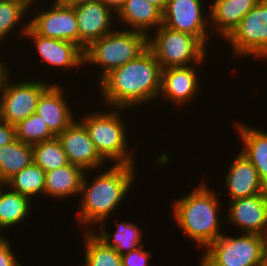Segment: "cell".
I'll list each match as a JSON object with an SVG mask.
<instances>
[{
	"mask_svg": "<svg viewBox=\"0 0 267 266\" xmlns=\"http://www.w3.org/2000/svg\"><path fill=\"white\" fill-rule=\"evenodd\" d=\"M80 120L77 121L75 118L57 138L61 142L69 163L84 168L88 173L89 170L102 168L106 161L99 155L87 129Z\"/></svg>",
	"mask_w": 267,
	"mask_h": 266,
	"instance_id": "5bb4252c",
	"label": "cell"
},
{
	"mask_svg": "<svg viewBox=\"0 0 267 266\" xmlns=\"http://www.w3.org/2000/svg\"><path fill=\"white\" fill-rule=\"evenodd\" d=\"M6 188L7 186L3 187L0 192V231L23 223L24 219L28 218L33 205L30 198L11 189L8 191Z\"/></svg>",
	"mask_w": 267,
	"mask_h": 266,
	"instance_id": "cb8c5ba5",
	"label": "cell"
},
{
	"mask_svg": "<svg viewBox=\"0 0 267 266\" xmlns=\"http://www.w3.org/2000/svg\"><path fill=\"white\" fill-rule=\"evenodd\" d=\"M146 1L158 7L163 12L168 0H146Z\"/></svg>",
	"mask_w": 267,
	"mask_h": 266,
	"instance_id": "8d00e7d4",
	"label": "cell"
},
{
	"mask_svg": "<svg viewBox=\"0 0 267 266\" xmlns=\"http://www.w3.org/2000/svg\"><path fill=\"white\" fill-rule=\"evenodd\" d=\"M4 186H6V183L0 180V192Z\"/></svg>",
	"mask_w": 267,
	"mask_h": 266,
	"instance_id": "60d3db41",
	"label": "cell"
},
{
	"mask_svg": "<svg viewBox=\"0 0 267 266\" xmlns=\"http://www.w3.org/2000/svg\"><path fill=\"white\" fill-rule=\"evenodd\" d=\"M226 223L242 233H256L267 237V190L264 193L229 201Z\"/></svg>",
	"mask_w": 267,
	"mask_h": 266,
	"instance_id": "9a60e30c",
	"label": "cell"
},
{
	"mask_svg": "<svg viewBox=\"0 0 267 266\" xmlns=\"http://www.w3.org/2000/svg\"><path fill=\"white\" fill-rule=\"evenodd\" d=\"M107 107L133 108L157 99L161 91V67L147 48L137 58L110 71L99 82Z\"/></svg>",
	"mask_w": 267,
	"mask_h": 266,
	"instance_id": "6da1fadb",
	"label": "cell"
},
{
	"mask_svg": "<svg viewBox=\"0 0 267 266\" xmlns=\"http://www.w3.org/2000/svg\"><path fill=\"white\" fill-rule=\"evenodd\" d=\"M136 165L112 164V166L88 182L84 175L80 189L78 225L91 231L89 225L95 226L107 221L110 213L116 211L134 184ZM87 176V178H86ZM82 199V200H81ZM88 226V227H87Z\"/></svg>",
	"mask_w": 267,
	"mask_h": 266,
	"instance_id": "7a4b0ae2",
	"label": "cell"
},
{
	"mask_svg": "<svg viewBox=\"0 0 267 266\" xmlns=\"http://www.w3.org/2000/svg\"><path fill=\"white\" fill-rule=\"evenodd\" d=\"M64 94L62 86L51 84L39 97L35 111L55 137L75 120L76 114L72 112Z\"/></svg>",
	"mask_w": 267,
	"mask_h": 266,
	"instance_id": "e0dca14e",
	"label": "cell"
},
{
	"mask_svg": "<svg viewBox=\"0 0 267 266\" xmlns=\"http://www.w3.org/2000/svg\"><path fill=\"white\" fill-rule=\"evenodd\" d=\"M258 266H267V257Z\"/></svg>",
	"mask_w": 267,
	"mask_h": 266,
	"instance_id": "ab89813d",
	"label": "cell"
},
{
	"mask_svg": "<svg viewBox=\"0 0 267 266\" xmlns=\"http://www.w3.org/2000/svg\"><path fill=\"white\" fill-rule=\"evenodd\" d=\"M0 1L17 4L22 8H24L28 13L29 12L28 10L31 9L30 7H32V4H35L37 0H0Z\"/></svg>",
	"mask_w": 267,
	"mask_h": 266,
	"instance_id": "e575fe53",
	"label": "cell"
},
{
	"mask_svg": "<svg viewBox=\"0 0 267 266\" xmlns=\"http://www.w3.org/2000/svg\"><path fill=\"white\" fill-rule=\"evenodd\" d=\"M154 31V35L148 36V48L159 62L161 69L185 67L192 63L202 65L205 61L207 46L197 37L164 25Z\"/></svg>",
	"mask_w": 267,
	"mask_h": 266,
	"instance_id": "8992f818",
	"label": "cell"
},
{
	"mask_svg": "<svg viewBox=\"0 0 267 266\" xmlns=\"http://www.w3.org/2000/svg\"><path fill=\"white\" fill-rule=\"evenodd\" d=\"M148 48V36L130 29L115 30L93 41L84 50V64L100 66L99 81L110 71L137 58Z\"/></svg>",
	"mask_w": 267,
	"mask_h": 266,
	"instance_id": "5b68a950",
	"label": "cell"
},
{
	"mask_svg": "<svg viewBox=\"0 0 267 266\" xmlns=\"http://www.w3.org/2000/svg\"><path fill=\"white\" fill-rule=\"evenodd\" d=\"M46 172L38 165L32 163L11 177L7 182V189L18 192L31 200L32 197L44 196ZM38 194V195H37Z\"/></svg>",
	"mask_w": 267,
	"mask_h": 266,
	"instance_id": "4316f807",
	"label": "cell"
},
{
	"mask_svg": "<svg viewBox=\"0 0 267 266\" xmlns=\"http://www.w3.org/2000/svg\"><path fill=\"white\" fill-rule=\"evenodd\" d=\"M32 163V145L16 139L10 144L0 147V180L6 183Z\"/></svg>",
	"mask_w": 267,
	"mask_h": 266,
	"instance_id": "603a6c76",
	"label": "cell"
},
{
	"mask_svg": "<svg viewBox=\"0 0 267 266\" xmlns=\"http://www.w3.org/2000/svg\"><path fill=\"white\" fill-rule=\"evenodd\" d=\"M204 251L214 266H258L267 257V237L256 233L239 237L222 234Z\"/></svg>",
	"mask_w": 267,
	"mask_h": 266,
	"instance_id": "52a82bcc",
	"label": "cell"
},
{
	"mask_svg": "<svg viewBox=\"0 0 267 266\" xmlns=\"http://www.w3.org/2000/svg\"><path fill=\"white\" fill-rule=\"evenodd\" d=\"M32 151L33 163L41 167L45 172L70 164L57 137L32 145Z\"/></svg>",
	"mask_w": 267,
	"mask_h": 266,
	"instance_id": "83f0119b",
	"label": "cell"
},
{
	"mask_svg": "<svg viewBox=\"0 0 267 266\" xmlns=\"http://www.w3.org/2000/svg\"><path fill=\"white\" fill-rule=\"evenodd\" d=\"M10 74L5 75L0 86V112L1 120L16 126L35 113L39 97L51 84L40 80L14 83Z\"/></svg>",
	"mask_w": 267,
	"mask_h": 266,
	"instance_id": "ba28073f",
	"label": "cell"
},
{
	"mask_svg": "<svg viewBox=\"0 0 267 266\" xmlns=\"http://www.w3.org/2000/svg\"><path fill=\"white\" fill-rule=\"evenodd\" d=\"M195 65L161 69V97L176 106L186 105L200 89V76ZM199 76V77H198Z\"/></svg>",
	"mask_w": 267,
	"mask_h": 266,
	"instance_id": "2e32d148",
	"label": "cell"
},
{
	"mask_svg": "<svg viewBox=\"0 0 267 266\" xmlns=\"http://www.w3.org/2000/svg\"><path fill=\"white\" fill-rule=\"evenodd\" d=\"M152 252L141 245L134 250L121 255L123 266H148Z\"/></svg>",
	"mask_w": 267,
	"mask_h": 266,
	"instance_id": "4dcf8cb0",
	"label": "cell"
},
{
	"mask_svg": "<svg viewBox=\"0 0 267 266\" xmlns=\"http://www.w3.org/2000/svg\"><path fill=\"white\" fill-rule=\"evenodd\" d=\"M21 28V34L27 39L31 38L34 43L39 58L46 64L56 67H63V69L79 68L84 66V51L76 44L53 38H47L38 35L30 26L29 21ZM65 67V68H64Z\"/></svg>",
	"mask_w": 267,
	"mask_h": 266,
	"instance_id": "4fadbf2b",
	"label": "cell"
},
{
	"mask_svg": "<svg viewBox=\"0 0 267 266\" xmlns=\"http://www.w3.org/2000/svg\"><path fill=\"white\" fill-rule=\"evenodd\" d=\"M116 109V110H115ZM119 109V110H118ZM114 110V111H112ZM109 112L85 113L80 122L85 126L99 155L114 164L135 165V152L128 148V138L120 111L125 108H112ZM85 116V117H84ZM121 116V117H120Z\"/></svg>",
	"mask_w": 267,
	"mask_h": 266,
	"instance_id": "277c9868",
	"label": "cell"
},
{
	"mask_svg": "<svg viewBox=\"0 0 267 266\" xmlns=\"http://www.w3.org/2000/svg\"><path fill=\"white\" fill-rule=\"evenodd\" d=\"M51 6L34 15L29 26L40 36L69 41L79 46L75 9L59 0L53 1Z\"/></svg>",
	"mask_w": 267,
	"mask_h": 266,
	"instance_id": "8fae6325",
	"label": "cell"
},
{
	"mask_svg": "<svg viewBox=\"0 0 267 266\" xmlns=\"http://www.w3.org/2000/svg\"><path fill=\"white\" fill-rule=\"evenodd\" d=\"M100 1L103 2L107 7L111 8L115 12V14L125 3V0H100Z\"/></svg>",
	"mask_w": 267,
	"mask_h": 266,
	"instance_id": "836d02e7",
	"label": "cell"
},
{
	"mask_svg": "<svg viewBox=\"0 0 267 266\" xmlns=\"http://www.w3.org/2000/svg\"><path fill=\"white\" fill-rule=\"evenodd\" d=\"M127 222L124 223L117 222V230L112 234L106 232L104 223L100 225L98 230L99 233L94 232V234L102 240L107 246L113 247L120 255L130 252L135 248L143 245L141 241L142 238V231L139 229V225L136 223Z\"/></svg>",
	"mask_w": 267,
	"mask_h": 266,
	"instance_id": "d4e9b609",
	"label": "cell"
},
{
	"mask_svg": "<svg viewBox=\"0 0 267 266\" xmlns=\"http://www.w3.org/2000/svg\"><path fill=\"white\" fill-rule=\"evenodd\" d=\"M8 65H6V63H4V61L0 60V86L2 84V81L5 77V75L11 71L9 70V68L7 67Z\"/></svg>",
	"mask_w": 267,
	"mask_h": 266,
	"instance_id": "d590c367",
	"label": "cell"
},
{
	"mask_svg": "<svg viewBox=\"0 0 267 266\" xmlns=\"http://www.w3.org/2000/svg\"><path fill=\"white\" fill-rule=\"evenodd\" d=\"M16 140V128L0 119V147Z\"/></svg>",
	"mask_w": 267,
	"mask_h": 266,
	"instance_id": "d6a6232c",
	"label": "cell"
},
{
	"mask_svg": "<svg viewBox=\"0 0 267 266\" xmlns=\"http://www.w3.org/2000/svg\"><path fill=\"white\" fill-rule=\"evenodd\" d=\"M188 194L173 203V217L189 239L200 248H207L223 234L220 231L223 222L219 219L222 202L218 193L203 182Z\"/></svg>",
	"mask_w": 267,
	"mask_h": 266,
	"instance_id": "3957f363",
	"label": "cell"
},
{
	"mask_svg": "<svg viewBox=\"0 0 267 266\" xmlns=\"http://www.w3.org/2000/svg\"><path fill=\"white\" fill-rule=\"evenodd\" d=\"M203 258L200 261L199 266H214L204 255H202Z\"/></svg>",
	"mask_w": 267,
	"mask_h": 266,
	"instance_id": "f35d334b",
	"label": "cell"
},
{
	"mask_svg": "<svg viewBox=\"0 0 267 266\" xmlns=\"http://www.w3.org/2000/svg\"><path fill=\"white\" fill-rule=\"evenodd\" d=\"M236 127L242 151H240L256 168L263 184L267 187V132L238 122Z\"/></svg>",
	"mask_w": 267,
	"mask_h": 266,
	"instance_id": "7402d4cb",
	"label": "cell"
},
{
	"mask_svg": "<svg viewBox=\"0 0 267 266\" xmlns=\"http://www.w3.org/2000/svg\"><path fill=\"white\" fill-rule=\"evenodd\" d=\"M121 23L129 26L130 30L150 35L163 22V12L146 0H125L123 6L116 13Z\"/></svg>",
	"mask_w": 267,
	"mask_h": 266,
	"instance_id": "ffe728a7",
	"label": "cell"
},
{
	"mask_svg": "<svg viewBox=\"0 0 267 266\" xmlns=\"http://www.w3.org/2000/svg\"><path fill=\"white\" fill-rule=\"evenodd\" d=\"M16 139L21 142L34 145L43 141L50 140L55 136L51 133L41 116L34 113L19 122L16 126Z\"/></svg>",
	"mask_w": 267,
	"mask_h": 266,
	"instance_id": "f1b7e54d",
	"label": "cell"
},
{
	"mask_svg": "<svg viewBox=\"0 0 267 266\" xmlns=\"http://www.w3.org/2000/svg\"><path fill=\"white\" fill-rule=\"evenodd\" d=\"M59 1L69 6H76L78 4L87 3L90 1H96V0H59Z\"/></svg>",
	"mask_w": 267,
	"mask_h": 266,
	"instance_id": "74e56055",
	"label": "cell"
},
{
	"mask_svg": "<svg viewBox=\"0 0 267 266\" xmlns=\"http://www.w3.org/2000/svg\"><path fill=\"white\" fill-rule=\"evenodd\" d=\"M85 172L74 164L46 172L44 195L60 200L79 195Z\"/></svg>",
	"mask_w": 267,
	"mask_h": 266,
	"instance_id": "44dd1931",
	"label": "cell"
},
{
	"mask_svg": "<svg viewBox=\"0 0 267 266\" xmlns=\"http://www.w3.org/2000/svg\"><path fill=\"white\" fill-rule=\"evenodd\" d=\"M260 0H213L208 8L212 31L218 32L222 40L226 39L239 25L241 19Z\"/></svg>",
	"mask_w": 267,
	"mask_h": 266,
	"instance_id": "d6986e66",
	"label": "cell"
},
{
	"mask_svg": "<svg viewBox=\"0 0 267 266\" xmlns=\"http://www.w3.org/2000/svg\"><path fill=\"white\" fill-rule=\"evenodd\" d=\"M227 170L225 188L227 187L230 201L264 193L267 190L256 168L241 152L228 166Z\"/></svg>",
	"mask_w": 267,
	"mask_h": 266,
	"instance_id": "ac0fdd59",
	"label": "cell"
},
{
	"mask_svg": "<svg viewBox=\"0 0 267 266\" xmlns=\"http://www.w3.org/2000/svg\"><path fill=\"white\" fill-rule=\"evenodd\" d=\"M85 239L84 265L82 266H123L121 255L100 240L93 231L83 232Z\"/></svg>",
	"mask_w": 267,
	"mask_h": 266,
	"instance_id": "484cf974",
	"label": "cell"
},
{
	"mask_svg": "<svg viewBox=\"0 0 267 266\" xmlns=\"http://www.w3.org/2000/svg\"><path fill=\"white\" fill-rule=\"evenodd\" d=\"M79 32V47L84 51L93 41H96L113 31L116 21L115 12L100 0L72 6Z\"/></svg>",
	"mask_w": 267,
	"mask_h": 266,
	"instance_id": "7c38bea8",
	"label": "cell"
},
{
	"mask_svg": "<svg viewBox=\"0 0 267 266\" xmlns=\"http://www.w3.org/2000/svg\"><path fill=\"white\" fill-rule=\"evenodd\" d=\"M27 11L21 6L8 3L4 1H0V42L3 43V39L5 41V37L12 36L13 30L21 25L20 23L23 21V17L27 16ZM9 35V36H8Z\"/></svg>",
	"mask_w": 267,
	"mask_h": 266,
	"instance_id": "f546056e",
	"label": "cell"
},
{
	"mask_svg": "<svg viewBox=\"0 0 267 266\" xmlns=\"http://www.w3.org/2000/svg\"><path fill=\"white\" fill-rule=\"evenodd\" d=\"M203 13L202 0H168L163 11L162 25L193 35L206 46L211 31L207 30L210 17H204L207 14Z\"/></svg>",
	"mask_w": 267,
	"mask_h": 266,
	"instance_id": "30bf717a",
	"label": "cell"
},
{
	"mask_svg": "<svg viewBox=\"0 0 267 266\" xmlns=\"http://www.w3.org/2000/svg\"><path fill=\"white\" fill-rule=\"evenodd\" d=\"M234 56H251L267 60V0H260L225 39Z\"/></svg>",
	"mask_w": 267,
	"mask_h": 266,
	"instance_id": "9c48e42d",
	"label": "cell"
},
{
	"mask_svg": "<svg viewBox=\"0 0 267 266\" xmlns=\"http://www.w3.org/2000/svg\"><path fill=\"white\" fill-rule=\"evenodd\" d=\"M11 242L7 240V236H0V266H22L20 261L17 260L13 253V246H10Z\"/></svg>",
	"mask_w": 267,
	"mask_h": 266,
	"instance_id": "1f68e13d",
	"label": "cell"
}]
</instances>
